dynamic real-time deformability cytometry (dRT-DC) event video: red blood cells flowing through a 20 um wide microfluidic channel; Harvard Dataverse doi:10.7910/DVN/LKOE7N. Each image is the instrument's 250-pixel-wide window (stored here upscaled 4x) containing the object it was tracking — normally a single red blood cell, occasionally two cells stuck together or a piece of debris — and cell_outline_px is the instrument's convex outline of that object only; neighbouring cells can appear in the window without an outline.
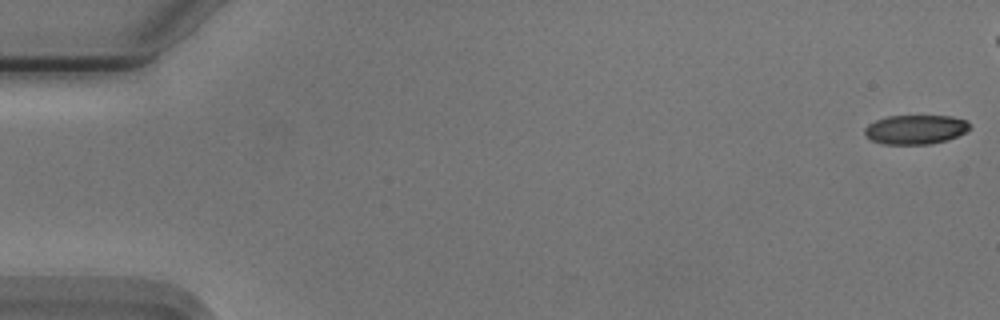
{"species": "Egyptian fruit bat (a non-hibernating species)", "species_latin": "Rousettus aegyptiacus", "temperature_condition": "cold", "stored_images_in_passage": 48, "camera_frame_rate_fps": 3000, "um_per_image_px": 0.085, "animal": {"sex": "male"}, "frame": {"image": 1, "passage_image": 1, "time_ms": 0.0, "image_size_px": [1000, 320], "cell_outline_px": [[968, 128], [964, 132], [956, 136], [944, 140], [928, 144], [884, 144], [872, 140], [864, 132], [864, 128], [868, 124], [876, 120], [888, 116], [952, 116], [968, 120]], "centroid_in_image_um": [77.79, 10.99], "position_along_channel_um": 7.2, "area_um2": 17.63}}
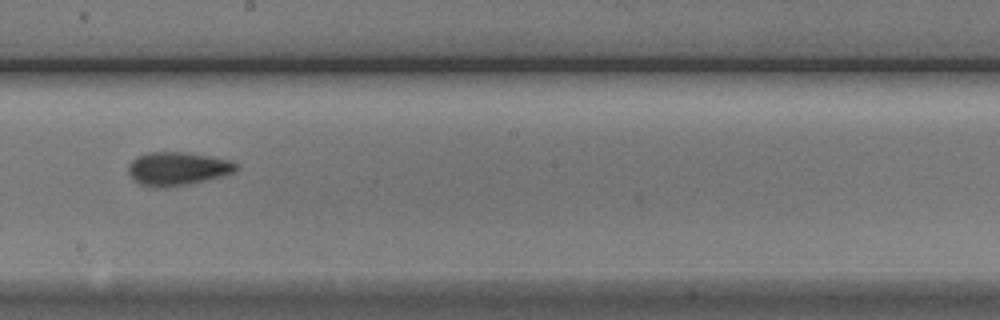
{"frame": {"image": 2, "passage_image": 31, "time_ms": 10.0, "image_size_px": [1000, 320], "cell_outline_px": [[236, 168], [232, 172], [220, 176], [188, 184], [164, 188], [156, 188], [140, 184], [128, 172], [128, 164], [136, 156], [148, 152], [184, 152], [232, 160], [236, 164]], "centroid_in_image_um": [15.04, 14.33], "position_along_channel_um": 233.2, "area_um2": 20.75}}
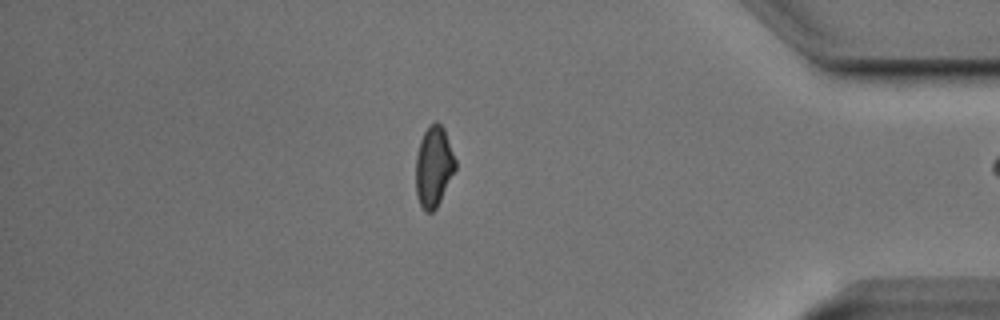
{"frame": {"image": 3, "passage_image": 47, "time_ms": 15.333, "image_size_px": [1000, 320], "cell_outline_px": [[456, 168], [436, 208], [432, 212], [424, 212], [420, 204], [416, 192], [416, 152], [420, 140], [428, 124], [436, 120], [444, 128], [456, 160]], "centroid_in_image_um": [36.85, 14.12], "position_along_channel_um": 398.3, "area_um2": 18.67}}